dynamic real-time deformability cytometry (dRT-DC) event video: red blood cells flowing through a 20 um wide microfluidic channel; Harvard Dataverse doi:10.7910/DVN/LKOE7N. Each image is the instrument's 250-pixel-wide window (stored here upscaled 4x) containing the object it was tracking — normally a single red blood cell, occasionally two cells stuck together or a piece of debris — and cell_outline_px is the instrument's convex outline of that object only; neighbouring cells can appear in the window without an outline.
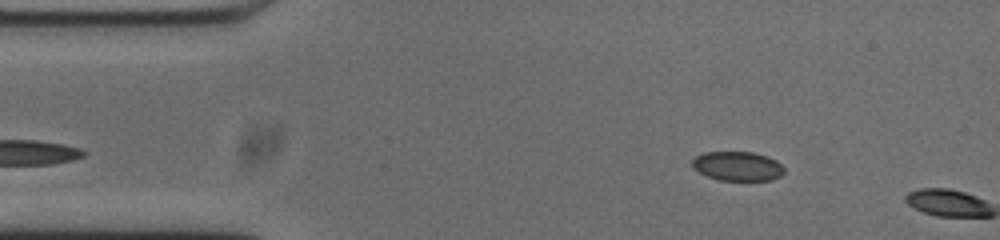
{"species": "common noctule bat (a hibernating species)", "species_latin": "Nyctalus noctula", "temperature_condition": "cold", "stored_images_in_passage": 4, "camera_frame_rate_fps": 3000, "um_per_image_px": 0.085, "animal": {"sex": "male", "body_mass_g": 20.0, "forearm_length_mm": 53.3}, "frame": {"image": 1, "passage_image": 3, "time_ms": 0.667, "image_size_px": [1000, 240], "cell_outline_px": [[784, 172], [780, 176], [772, 180], [720, 180], [708, 176], [692, 168], [692, 160], [696, 156], [704, 152], [752, 152], [768, 156], [776, 160], [784, 168]], "centroid_in_image_um": [62.7, 14.12], "position_along_channel_um": 22.3, "area_um2": 15.66}}